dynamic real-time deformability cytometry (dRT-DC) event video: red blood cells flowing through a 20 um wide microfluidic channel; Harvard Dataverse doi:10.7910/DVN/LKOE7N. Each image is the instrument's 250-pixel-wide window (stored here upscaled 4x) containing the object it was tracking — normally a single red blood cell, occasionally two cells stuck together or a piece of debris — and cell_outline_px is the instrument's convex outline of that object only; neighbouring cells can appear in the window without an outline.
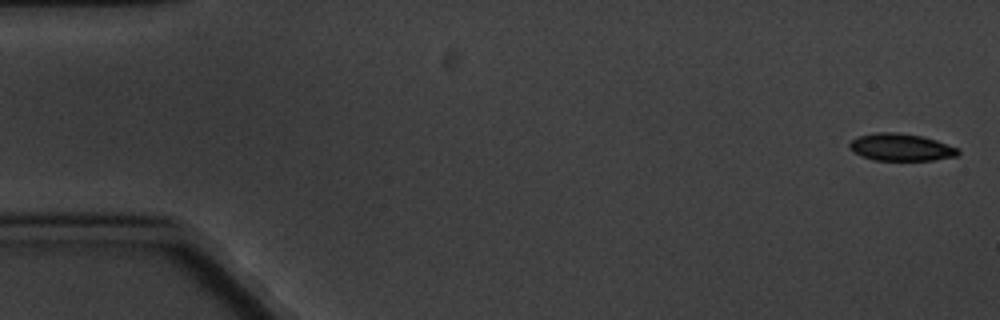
{"species": "common noctule bat (a hibernating species)", "species_latin": "Nyctalus noctula", "temperature_condition": "cold", "stored_images_in_passage": 5, "camera_frame_rate_fps": 3000, "um_per_image_px": 0.085, "animal": {"sex": "male", "body_mass_g": 20.1, "forearm_length_mm": 53.5}, "frame": {"image": 1, "passage_image": 1, "time_ms": 0.0, "image_size_px": [1000, 320], "cell_outline_px": [[960, 152], [956, 156], [932, 160], [872, 160], [860, 156], [852, 152], [848, 148], [848, 144], [852, 140], [860, 136], [876, 132], [896, 132], [920, 136], [936, 140], [956, 148]], "centroid_in_image_um": [76.51, 12.52], "position_along_channel_um": 8.5, "area_um2": 17.17}}
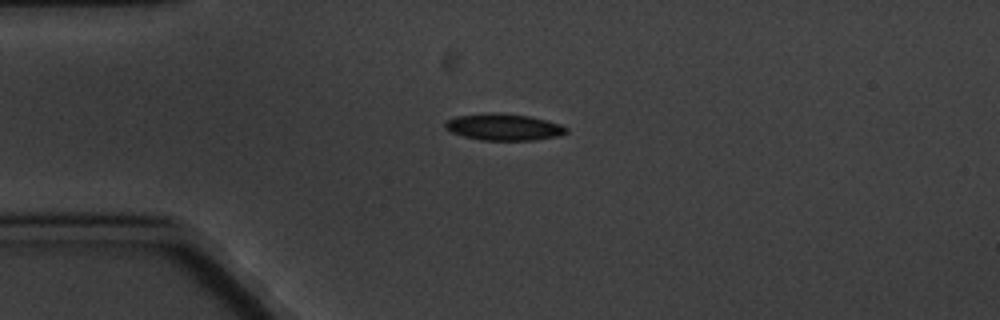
{"frame": {"image": 2, "passage_image": 4, "time_ms": 4.333, "image_size_px": [1000, 320], "cell_outline_px": [[568, 132], [560, 136], [532, 140], [480, 140], [464, 136], [452, 132], [444, 128], [444, 124], [448, 120], [456, 116], [528, 116], [548, 120], [560, 124], [568, 128]], "centroid_in_image_um": [42.9, 10.86], "position_along_channel_um": 42.1, "area_um2": 17.74}}